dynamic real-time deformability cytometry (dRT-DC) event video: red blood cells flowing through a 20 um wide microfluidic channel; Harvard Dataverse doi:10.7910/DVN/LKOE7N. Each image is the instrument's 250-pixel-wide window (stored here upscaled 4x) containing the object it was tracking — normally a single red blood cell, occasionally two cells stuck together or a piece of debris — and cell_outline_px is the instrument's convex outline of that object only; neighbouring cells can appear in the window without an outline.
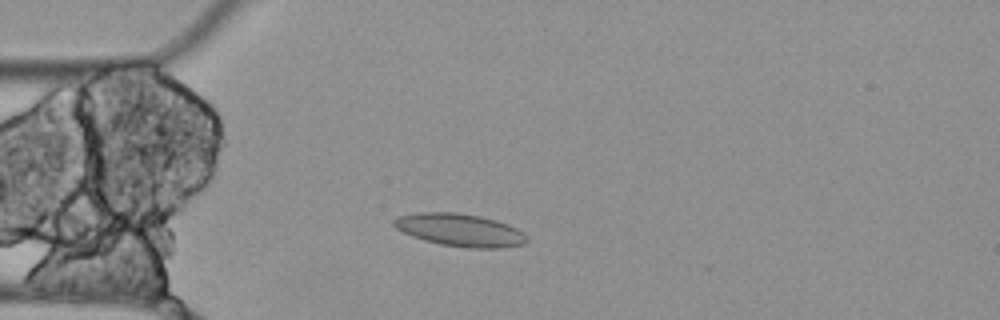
{"species": "Egyptian fruit bat (a non-hibernating species)", "species_latin": "Rousettus aegyptiacus", "temperature_condition": "cold", "stored_images_in_passage": 4, "camera_frame_rate_fps": 3000, "um_per_image_px": 0.085, "animal": {"sex": "female"}, "frame": {"image": 1, "passage_image": 4, "time_ms": 1.0, "image_size_px": [1000, 320], "cell_outline_px": [[528, 240], [524, 244], [500, 248], [468, 248], [440, 244], [424, 240], [412, 236], [396, 228], [392, 224], [392, 220], [400, 216], [420, 212], [456, 212], [480, 216], [496, 220], [508, 224], [524, 232], [528, 236]], "centroid_in_image_um": [39.12, 19.55], "position_along_channel_um": 45.9, "area_um2": 25.37}}